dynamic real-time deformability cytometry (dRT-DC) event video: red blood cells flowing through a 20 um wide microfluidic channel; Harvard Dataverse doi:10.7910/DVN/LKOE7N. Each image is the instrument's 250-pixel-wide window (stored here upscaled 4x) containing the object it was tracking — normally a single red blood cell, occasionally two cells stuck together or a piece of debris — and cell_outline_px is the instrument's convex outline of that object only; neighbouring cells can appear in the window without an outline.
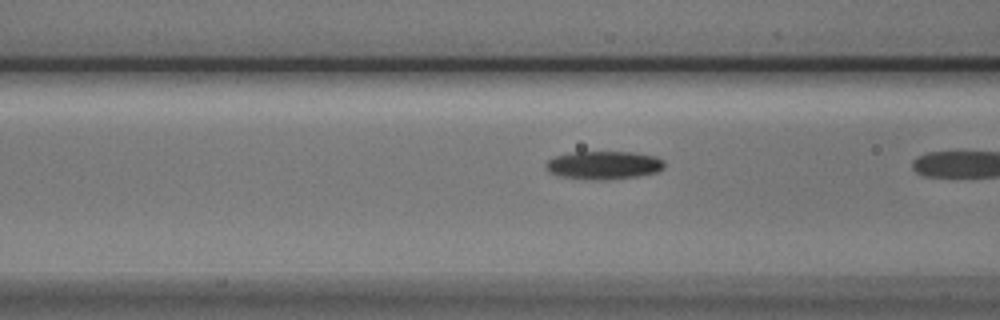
{"species": "Egyptian fruit bat (a non-hibernating species)", "species_latin": "Rousettus aegyptiacus", "temperature_condition": "cold", "stored_images_in_passage": 20, "segment_of_instrument_passage": [2, 2], "camera_frame_rate_fps": 3000, "um_per_image_px": 0.085, "animal": {"sex": "male"}, "frame": {"image": 1, "passage_image": 19, "time_ms": 6.0, "image_size_px": [1000, 320], "cell_outline_px": [[664, 168], [656, 172], [636, 176], [608, 180], [592, 180], [556, 176], [548, 172], [544, 168], [544, 164], [548, 160], [556, 156], [572, 152], [632, 152], [656, 156], [664, 160]], "centroid_in_image_um": [51.27, 14.04], "position_along_channel_um": 115.3, "area_um2": 19.71}}